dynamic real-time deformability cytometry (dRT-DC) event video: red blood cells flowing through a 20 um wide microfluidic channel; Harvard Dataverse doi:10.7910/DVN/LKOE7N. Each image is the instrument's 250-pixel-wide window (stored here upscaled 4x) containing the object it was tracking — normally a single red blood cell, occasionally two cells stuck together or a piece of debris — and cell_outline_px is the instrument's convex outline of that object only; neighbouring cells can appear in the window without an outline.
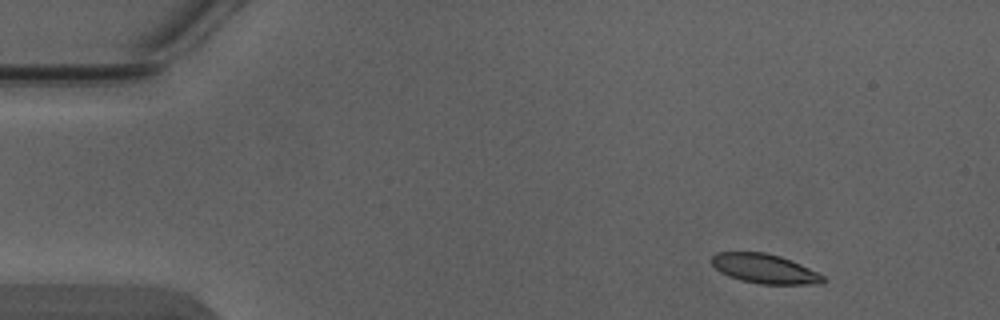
{"species": "Egyptian fruit bat (a non-hibernating species)", "species_latin": "Rousettus aegyptiacus", "temperature_condition": "warm", "stored_images_in_passage": 6, "camera_frame_rate_fps": 3000, "um_per_image_px": 0.085, "animal": {"sex": "male"}, "frame": {"image": 1, "passage_image": 1, "time_ms": 0.0, "image_size_px": [1000, 320], "cell_outline_px": [[824, 284], [760, 284], [740, 280], [728, 276], [720, 272], [708, 260], [716, 252], [764, 252], [780, 256], [792, 260], [824, 276]], "centroid_in_image_um": [64.95, 22.84], "position_along_channel_um": 20.0, "area_um2": 19.19}}
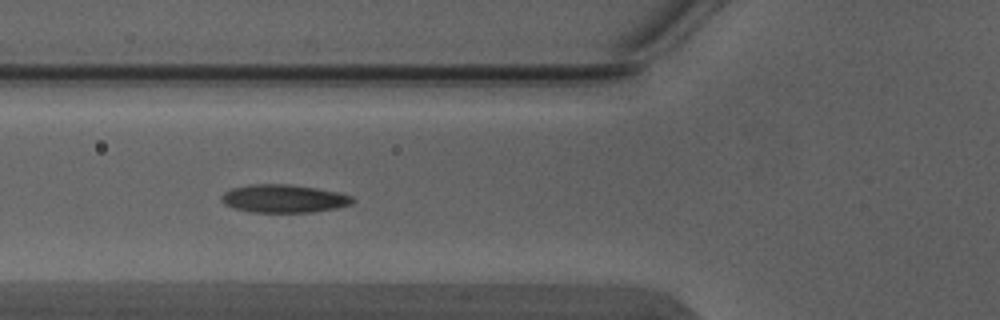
{"frame": {"image": 2, "passage_image": 4, "time_ms": 1.0, "image_size_px": [1000, 320], "cell_outline_px": [[356, 200], [352, 204], [336, 208], [312, 212], [252, 212], [236, 208], [224, 204], [220, 200], [220, 196], [224, 192], [232, 188], [248, 184], [288, 184], [316, 188], [336, 192], [352, 196]], "centroid_in_image_um": [24.11, 16.87], "position_along_channel_um": 101.7, "area_um2": 21.44}}
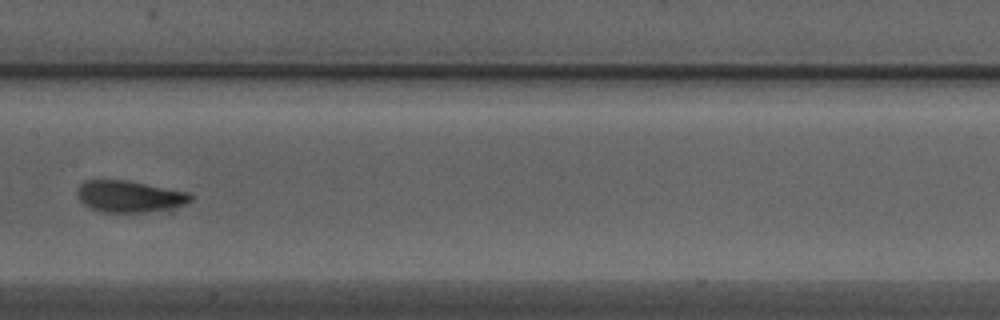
{"frame": {"image": 3, "passage_image": 6, "time_ms": 1.667, "image_size_px": [1000, 320], "cell_outline_px": [[196, 196], [192, 200], [184, 204], [168, 208], [144, 212], [100, 212], [84, 204], [76, 196], [76, 188], [84, 180], [128, 180], [188, 192]], "centroid_in_image_um": [10.97, 16.68], "position_along_channel_um": 196.4, "area_um2": 20.92}}